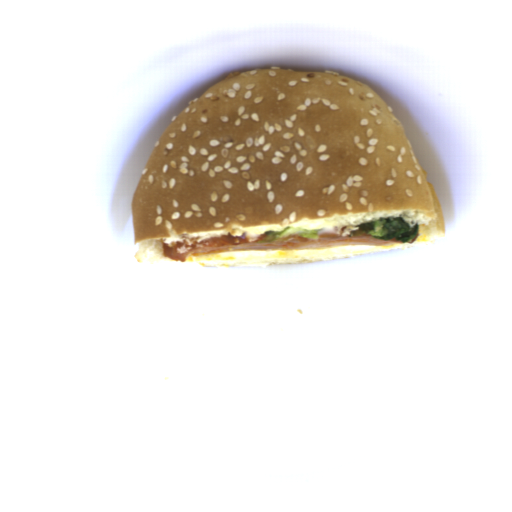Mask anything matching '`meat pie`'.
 Returning a JSON list of instances; mask_svg holds the SVG:
<instances>
[{"label":"meat pie","instance_id":"1","mask_svg":"<svg viewBox=\"0 0 512 512\" xmlns=\"http://www.w3.org/2000/svg\"><path fill=\"white\" fill-rule=\"evenodd\" d=\"M357 225H346L322 228L318 238H303L299 235L268 242H258L265 238L266 232L259 236H228L212 235L207 238H191L163 246V257L178 263L185 262L187 256L195 254H215L239 250H268V249H299V248H328L342 246H399L411 245L418 237L408 243L396 240H383L367 234L350 235Z\"/></svg>","mask_w":512,"mask_h":512}]
</instances>
